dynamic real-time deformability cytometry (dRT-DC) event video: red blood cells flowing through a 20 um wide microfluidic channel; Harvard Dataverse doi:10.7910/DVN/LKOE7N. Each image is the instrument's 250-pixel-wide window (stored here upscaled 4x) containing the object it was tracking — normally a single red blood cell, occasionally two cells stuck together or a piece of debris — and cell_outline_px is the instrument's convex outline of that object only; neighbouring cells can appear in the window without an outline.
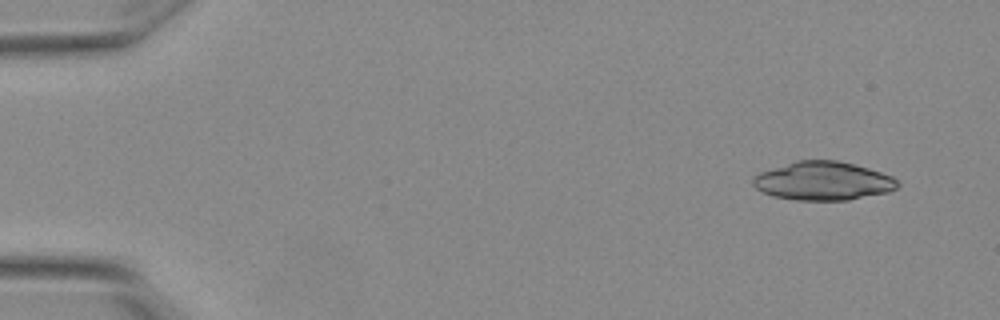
{"species": "Egyptian fruit bat (a non-hibernating species)", "species_latin": "Rousettus aegyptiacus", "temperature_condition": "warm", "stored_images_in_passage": 5, "segment_of_instrument_passage": [2, 2], "camera_frame_rate_fps": 3000, "um_per_image_px": 0.085, "animal": {"sex": "female"}, "frame": {"image": 1, "passage_image": 5, "time_ms": 1.333, "image_size_px": [1000, 320], "cell_outline_px": [[900, 184], [896, 188], [888, 192], [848, 200], [796, 200], [772, 196], [756, 188], [752, 184], [752, 180], [760, 172], [796, 160], [836, 160], [868, 168], [892, 176], [900, 180]], "centroid_in_image_um": [69.98, 15.38], "position_along_channel_um": 15.0, "area_um2": 32.43}}